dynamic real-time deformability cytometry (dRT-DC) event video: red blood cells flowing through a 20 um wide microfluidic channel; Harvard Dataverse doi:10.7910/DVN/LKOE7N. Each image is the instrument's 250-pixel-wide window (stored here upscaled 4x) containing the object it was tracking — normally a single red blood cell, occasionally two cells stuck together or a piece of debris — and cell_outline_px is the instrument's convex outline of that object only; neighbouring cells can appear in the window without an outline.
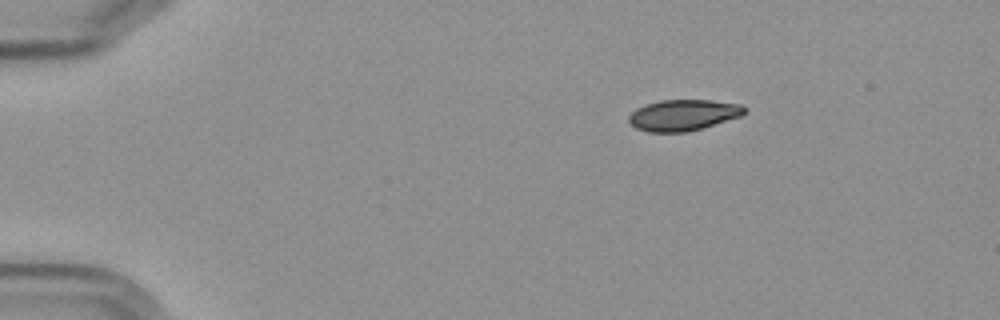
{"species": "Egyptian fruit bat (a non-hibernating species)", "species_latin": "Rousettus aegyptiacus", "temperature_condition": "cold", "stored_images_in_passage": 48, "camera_frame_rate_fps": 3000, "um_per_image_px": 0.085, "frame": {"image": 1, "passage_image": 1, "time_ms": 0.0, "image_size_px": [1000, 320], "cell_outline_px": [[744, 112], [740, 116], [688, 132], [648, 132], [636, 128], [628, 120], [628, 116], [636, 108], [644, 104], [660, 100], [712, 100], [740, 104], [744, 108]], "centroid_in_image_um": [58.02, 9.78], "position_along_channel_um": 27.0, "area_um2": 20.81}}
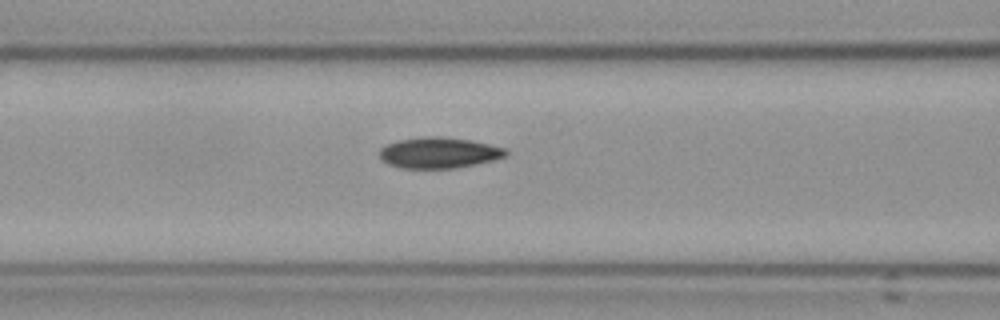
{"frame": {"image": 2, "passage_image": 16, "time_ms": 5.0, "image_size_px": [1000, 320], "cell_outline_px": [[508, 152], [504, 156], [492, 160], [452, 168], [400, 168], [388, 164], [380, 160], [380, 148], [388, 144], [400, 140], [424, 136], [440, 136], [472, 140], [504, 148]], "centroid_in_image_um": [37.26, 12.98], "position_along_channel_um": 129.3, "area_um2": 22.48}}
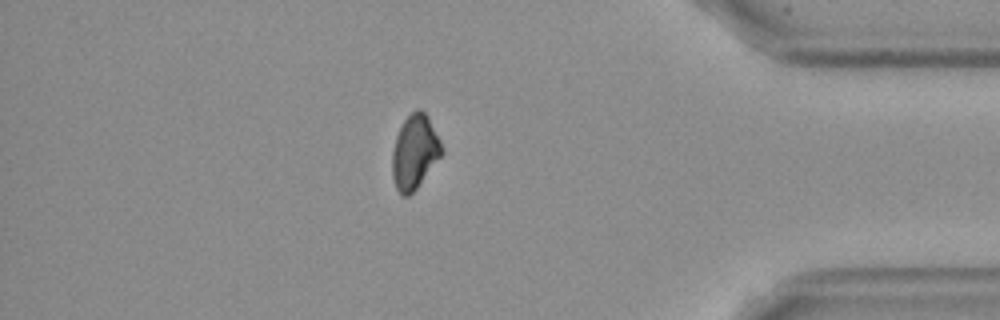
{"frame": {"image": 3, "passage_image": 41, "time_ms": 13.333, "image_size_px": [1000, 320], "cell_outline_px": [[444, 152], [416, 188], [408, 196], [404, 196], [396, 188], [392, 176], [392, 152], [396, 136], [404, 120], [416, 108], [420, 108], [428, 116], [440, 140]], "centroid_in_image_um": [35.24, 12.9], "position_along_channel_um": 400.0, "area_um2": 21.15}, "authors_computed_cell_mechanics": {"area_um2": 22.1374, "velocity_mm_per_s": 3.6024, "shape_relaxation_time_tau1_ms": null, "shape_relaxation_time_tau2_ms": 6.988, "deformation_change_tau1": null, "deformation_change_tau2": 0.0854}}